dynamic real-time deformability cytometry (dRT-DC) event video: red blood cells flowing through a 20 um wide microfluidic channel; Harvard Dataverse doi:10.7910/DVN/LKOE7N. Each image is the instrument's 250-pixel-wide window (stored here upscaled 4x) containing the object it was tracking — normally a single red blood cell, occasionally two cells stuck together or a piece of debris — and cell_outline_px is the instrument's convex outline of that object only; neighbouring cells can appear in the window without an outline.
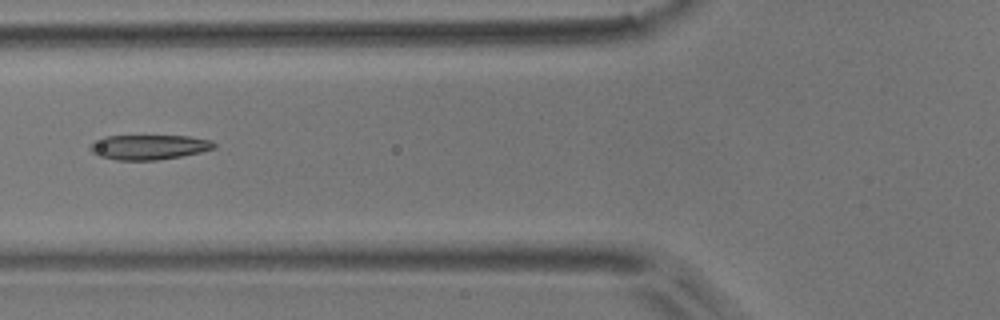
{"species": "common noctule bat (a hibernating species)", "species_latin": "Nyctalus noctula", "temperature_condition": "room temperature", "stored_images_in_passage": 13, "camera_frame_rate_fps": 3000, "um_per_image_px": 0.085, "animal": {"sex": "male", "body_mass_g": 17.9}, "frame": {"image": 1, "passage_image": 4, "time_ms": 4.333, "image_size_px": [1000, 320], "cell_outline_px": [[216, 148], [200, 152], [180, 156], [156, 160], [116, 160], [100, 156], [92, 152], [88, 148], [88, 144], [104, 136], [188, 136], [212, 140], [216, 144]], "centroid_in_image_um": [12.64, 12.5], "position_along_channel_um": 113.2, "area_um2": 17.98}}
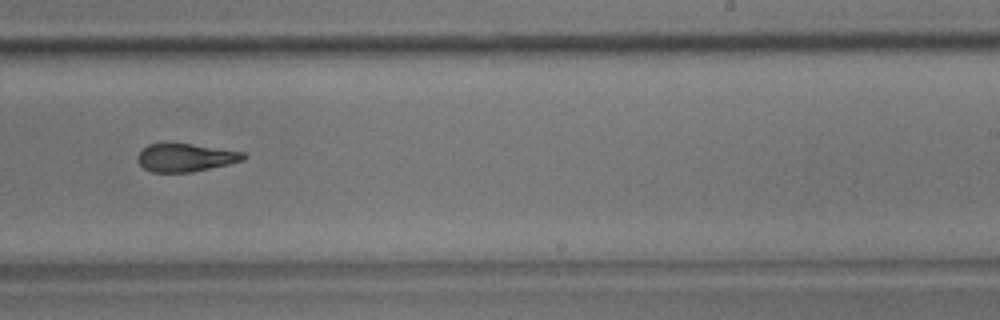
{"frame": {"image": 2, "passage_image": 8, "time_ms": 8.667, "image_size_px": [1000, 320], "cell_outline_px": [[248, 156], [244, 160], [228, 164], [192, 172], [152, 172], [144, 168], [136, 160], [136, 156], [148, 144], [192, 144], [244, 152]], "centroid_in_image_um": [15.78, 13.4], "position_along_channel_um": 273.2, "area_um2": 17.17}}
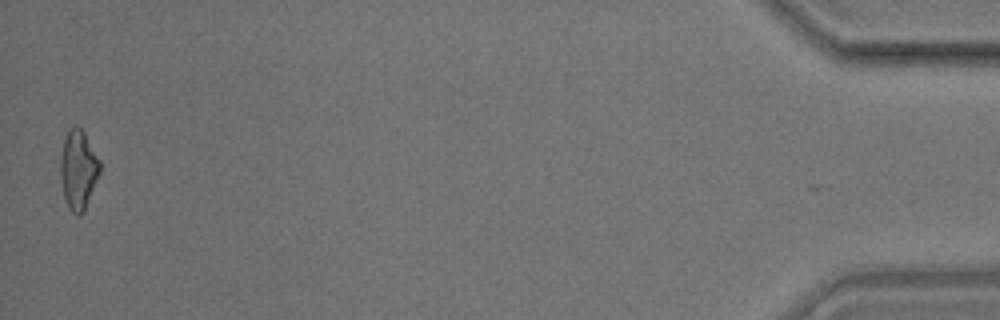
{"frame": {"image": 3, "passage_image": 13, "time_ms": 15.333, "image_size_px": [1000, 320], "cell_outline_px": [[100, 172], [84, 212], [80, 216], [76, 216], [68, 208], [64, 200], [60, 176], [60, 160], [64, 140], [68, 132], [72, 128], [80, 128], [84, 132], [100, 160]], "centroid_in_image_um": [6.65, 14.5], "position_along_channel_um": 428.5, "area_um2": 18.15}, "authors_computed_cell_mechanics": {"area_um2": 18.207, "velocity_mm_per_s": 3.7007, "shape_relaxation_time_tau1_ms": 3.5128, "shape_relaxation_time_tau2_ms": 2.4667, "deformation_change_tau1": 0.1318, "deformation_change_tau2": 0.0534}}